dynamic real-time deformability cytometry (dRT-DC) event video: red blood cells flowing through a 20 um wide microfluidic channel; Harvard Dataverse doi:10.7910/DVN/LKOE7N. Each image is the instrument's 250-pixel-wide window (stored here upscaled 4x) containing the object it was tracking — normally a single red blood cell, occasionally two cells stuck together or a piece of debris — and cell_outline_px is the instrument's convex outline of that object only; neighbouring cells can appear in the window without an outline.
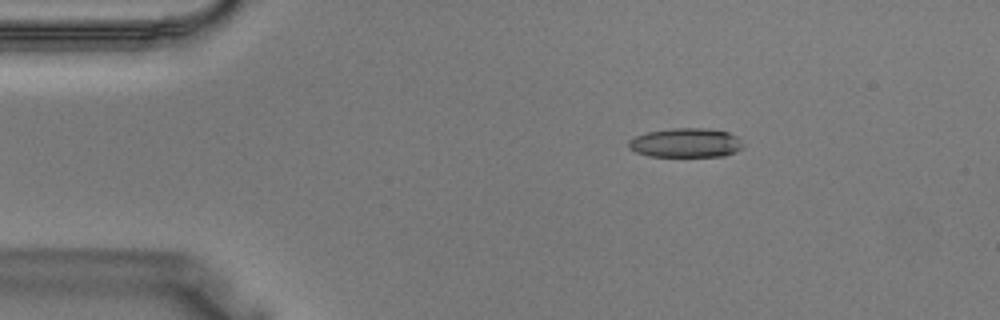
{"species": "Egyptian fruit bat (a non-hibernating species)", "species_latin": "Rousettus aegyptiacus", "temperature_condition": "warm", "stored_images_in_passage": 37, "camera_frame_rate_fps": 3000, "um_per_image_px": 0.085, "animal": {"sex": "male"}, "frame": {"image": 1, "passage_image": 5, "time_ms": 1.333, "image_size_px": [1000, 320], "cell_outline_px": [[744, 148], [736, 152], [724, 156], [648, 156], [636, 152], [628, 148], [628, 140], [636, 136], [648, 132], [672, 128], [708, 128], [728, 132], [736, 136], [744, 144]], "centroid_in_image_um": [58.31, 12.14], "position_along_channel_um": 26.7, "area_um2": 19.65}}
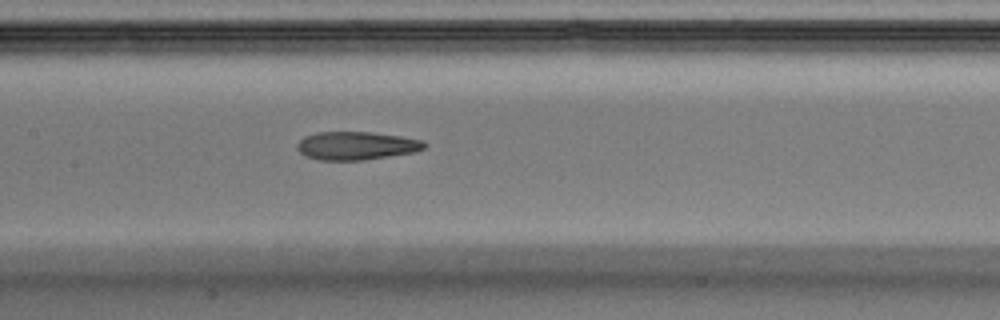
{"frame": {"image": 2, "passage_image": 17, "time_ms": 5.333, "image_size_px": [1000, 320], "cell_outline_px": [[428, 144], [424, 148], [412, 152], [364, 160], [320, 160], [304, 156], [296, 148], [296, 144], [304, 136], [316, 132], [368, 132], [400, 136], [420, 140]], "centroid_in_image_um": [30.22, 12.38], "position_along_channel_um": 177.2, "area_um2": 20.81}}
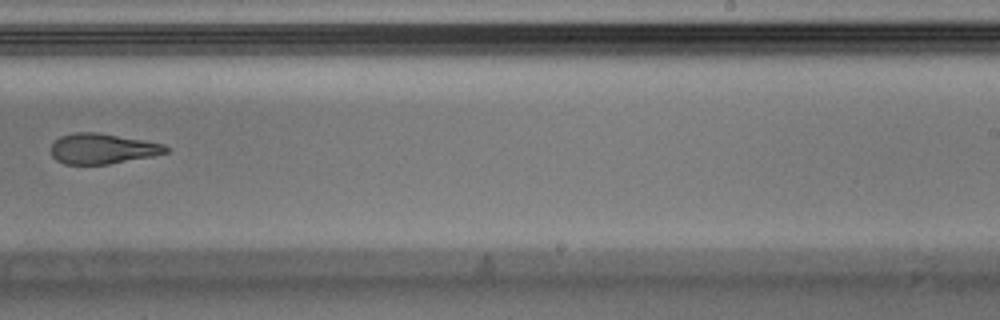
{"frame": {"image": 3, "passage_image": 23, "time_ms": 7.333, "image_size_px": [1000, 320], "cell_outline_px": [[168, 152], [152, 156], [108, 164], [64, 164], [56, 160], [52, 156], [52, 144], [60, 136], [76, 132], [100, 132], [144, 140], [164, 144], [168, 148]], "centroid_in_image_um": [8.71, 12.63], "position_along_channel_um": 280.3, "area_um2": 20.29}}